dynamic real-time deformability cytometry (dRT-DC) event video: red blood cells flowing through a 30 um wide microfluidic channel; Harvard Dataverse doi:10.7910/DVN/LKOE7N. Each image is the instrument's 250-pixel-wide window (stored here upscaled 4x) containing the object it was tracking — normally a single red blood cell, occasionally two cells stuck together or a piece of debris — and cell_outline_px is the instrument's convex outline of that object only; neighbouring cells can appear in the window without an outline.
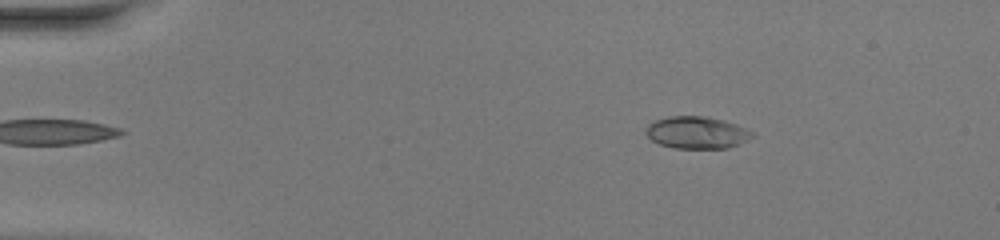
{"species": "common noctule bat (a hibernating species)", "species_latin": "Nyctalus noctula", "temperature_condition": "warm", "stored_images_in_passage": 43, "camera_frame_rate_fps": 3000, "um_per_image_px": 0.085, "animal": {"sex": "female", "body_mass_g": 20.0, "forearm_length_mm": 54.0}, "frame": {"image": 1, "passage_image": 2, "time_ms": 0.333, "image_size_px": [1000, 240], "cell_outline_px": [[756, 136], [748, 140], [728, 148], [676, 148], [660, 144], [652, 140], [644, 132], [648, 124], [656, 120], [668, 116], [704, 116], [724, 120], [748, 128], [756, 132]], "centroid_in_image_um": [59.28, 11.26], "position_along_channel_um": 25.7, "area_um2": 20.11}}
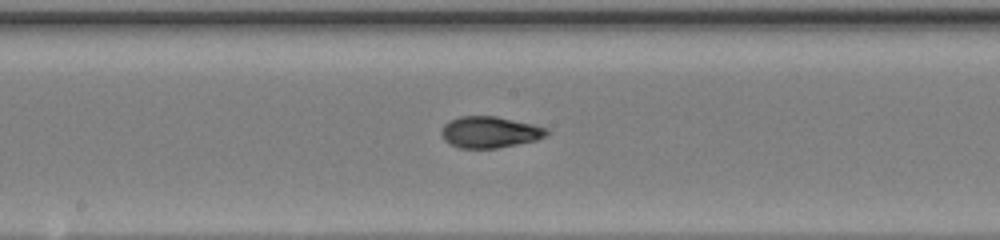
{"frame": {"image": 2, "passage_image": 21, "time_ms": 6.667, "image_size_px": [1000, 240], "cell_outline_px": [[548, 132], [544, 136], [536, 140], [496, 148], [460, 148], [448, 144], [444, 140], [440, 132], [444, 124], [448, 120], [460, 116], [496, 116], [532, 124], [548, 128]], "centroid_in_image_um": [41.57, 11.23], "position_along_channel_um": 206.6, "area_um2": 19.25}}
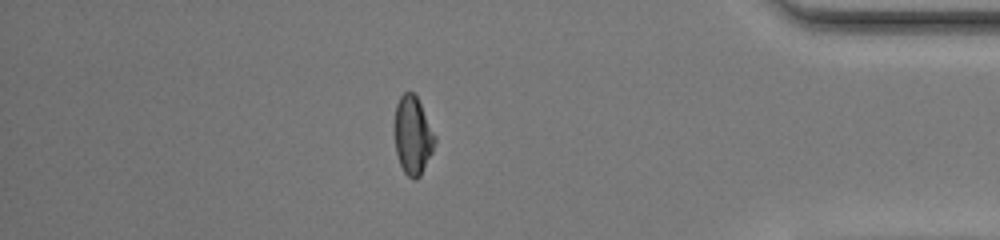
{"frame": {"image": 3, "passage_image": 37, "time_ms": 12.0, "image_size_px": [1000, 240], "cell_outline_px": [[436, 140], [432, 152], [420, 176], [416, 180], [412, 180], [404, 172], [400, 164], [396, 152], [392, 128], [392, 124], [396, 104], [400, 96], [404, 92], [412, 92], [416, 96], [436, 136]], "centroid_in_image_um": [35.04, 11.51], "position_along_channel_um": 400.2, "area_um2": 18.73}, "authors_computed_cell_mechanics": {"area_um2": 19.074, "velocity_mm_per_s": 4.2247, "shape_relaxation_time_tau1_ms": 8.6734, "shape_relaxation_time_tau2_ms": 1.0142, "deformation_change_tau1": 0.3023, "deformation_change_tau2": 0.0415}}